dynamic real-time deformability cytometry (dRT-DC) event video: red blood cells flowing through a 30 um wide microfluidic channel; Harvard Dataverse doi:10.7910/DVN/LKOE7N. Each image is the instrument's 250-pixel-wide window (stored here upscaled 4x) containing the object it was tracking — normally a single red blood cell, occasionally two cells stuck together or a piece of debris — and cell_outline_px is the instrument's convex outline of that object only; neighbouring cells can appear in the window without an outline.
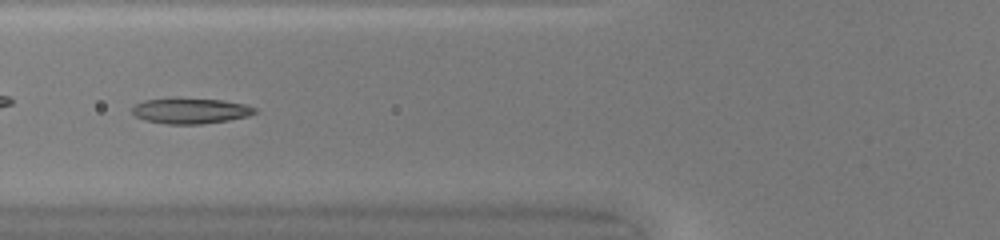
{"species": "common noctule bat (a hibernating species)", "species_latin": "Nyctalus noctula", "temperature_condition": "warm", "stored_images_in_passage": 51, "camera_frame_rate_fps": 3000, "um_per_image_px": 0.085, "animal": {"sex": "female", "body_mass_g": 20.0, "forearm_length_mm": 54.0}, "frame": {"image": 1, "passage_image": 22, "time_ms": 7.0, "image_size_px": [1000, 240], "cell_outline_px": [[256, 112], [248, 116], [228, 120], [200, 124], [168, 124], [144, 120], [136, 116], [132, 112], [132, 108], [136, 104], [144, 100], [176, 96], [220, 100], [244, 104], [256, 108]], "centroid_in_image_um": [16.15, 9.39], "position_along_channel_um": 109.7, "area_um2": 18.61}, "authors_computed_cell_mechanics": {"area_um2": 18.4382, "velocity_mm_per_s": 4.2416, "shape_relaxation_time_tau1_ms": 6.9736, "shape_relaxation_time_tau2_ms": 2.4856, "deformation_change_tau1": 0.2217, "deformation_change_tau2": 0.0485}}